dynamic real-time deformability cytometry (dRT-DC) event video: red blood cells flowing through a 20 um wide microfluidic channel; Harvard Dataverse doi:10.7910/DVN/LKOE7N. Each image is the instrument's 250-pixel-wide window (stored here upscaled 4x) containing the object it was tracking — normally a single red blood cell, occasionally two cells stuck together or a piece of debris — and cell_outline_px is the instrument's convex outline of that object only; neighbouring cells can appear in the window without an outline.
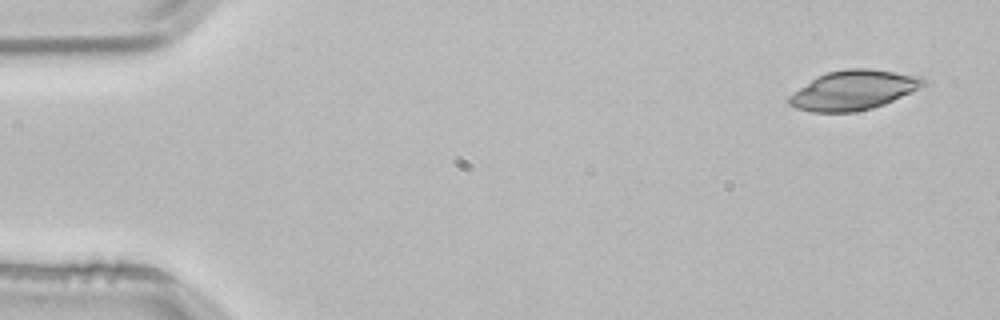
{"species": "common noctule bat (a hibernating species)", "species_latin": "Nyctalus noctula", "temperature_condition": "room temperature", "stored_images_in_passage": 3, "camera_frame_rate_fps": 3000, "um_per_image_px": 0.085, "animal": {"sex": "male", "body_mass_g": 21.5, "forearm_length_mm": 52.0}, "frame": {"image": 1, "passage_image": 1, "time_ms": 0.0, "image_size_px": [1000, 320], "cell_outline_px": [[928, 84], [912, 92], [884, 104], [872, 108], [856, 112], [812, 112], [796, 108], [788, 104], [788, 96], [816, 76], [828, 72], [848, 68], [868, 68], [920, 76]], "centroid_in_image_um": [72.54, 7.66], "position_along_channel_um": 12.5, "area_um2": 30.92}}